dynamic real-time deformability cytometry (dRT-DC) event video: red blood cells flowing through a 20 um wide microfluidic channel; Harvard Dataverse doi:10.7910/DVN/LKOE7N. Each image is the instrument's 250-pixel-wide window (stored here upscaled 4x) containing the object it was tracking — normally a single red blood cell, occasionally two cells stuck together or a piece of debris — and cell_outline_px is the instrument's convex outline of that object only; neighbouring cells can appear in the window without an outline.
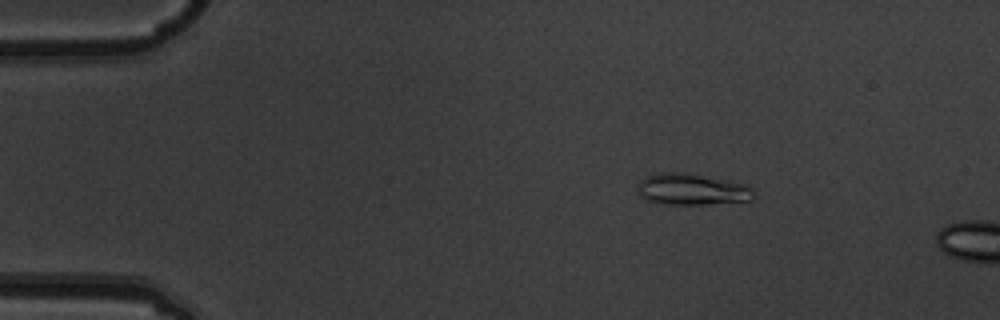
{"species": "common noctule bat (a hibernating species)", "species_latin": "Nyctalus noctula", "temperature_condition": "warm", "stored_images_in_passage": 3, "camera_frame_rate_fps": 3000, "um_per_image_px": 0.085, "animal": {"sex": "male", "body_mass_g": 19.5, "forearm_length_mm": 54.6}, "frame": {"image": 1, "passage_image": 1, "time_ms": 0.0, "image_size_px": [1000, 320], "cell_outline_px": [[756, 196], [752, 200], [704, 204], [664, 204], [648, 200], [640, 196], [636, 188], [636, 184], [640, 180], [648, 176], [660, 172], [680, 172], [728, 180], [744, 184], [752, 188], [756, 192]], "centroid_in_image_um": [58.81, 16.09], "position_along_channel_um": 26.2, "area_um2": 21.27}}